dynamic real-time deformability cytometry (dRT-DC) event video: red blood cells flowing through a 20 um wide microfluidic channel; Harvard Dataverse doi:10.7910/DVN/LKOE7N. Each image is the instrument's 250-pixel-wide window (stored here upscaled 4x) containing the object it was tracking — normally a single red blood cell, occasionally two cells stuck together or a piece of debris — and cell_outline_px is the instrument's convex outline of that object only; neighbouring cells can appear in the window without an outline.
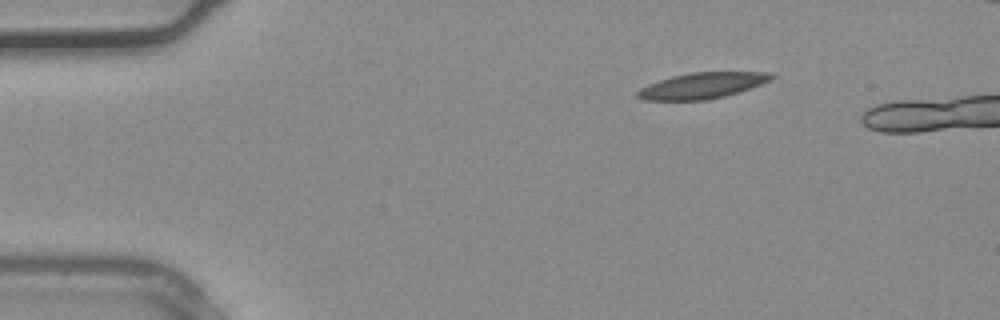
{"species": "common noctule bat (a hibernating species)", "species_latin": "Nyctalus noctula", "temperature_condition": "warm", "stored_images_in_passage": 5, "camera_frame_rate_fps": 3000, "um_per_image_px": 0.085, "animal": {"sex": "male", "body_mass_g": 20.4}, "frame": {"image": 1, "passage_image": 1, "time_ms": 0.0, "image_size_px": [1000, 320], "cell_outline_px": [[776, 76], [772, 80], [724, 96], [704, 100], [644, 100], [636, 96], [636, 92], [640, 88], [648, 84], [672, 76], [688, 72], [772, 72]], "centroid_in_image_um": [59.67, 7.26], "position_along_channel_um": 25.3, "area_um2": 20.11}}